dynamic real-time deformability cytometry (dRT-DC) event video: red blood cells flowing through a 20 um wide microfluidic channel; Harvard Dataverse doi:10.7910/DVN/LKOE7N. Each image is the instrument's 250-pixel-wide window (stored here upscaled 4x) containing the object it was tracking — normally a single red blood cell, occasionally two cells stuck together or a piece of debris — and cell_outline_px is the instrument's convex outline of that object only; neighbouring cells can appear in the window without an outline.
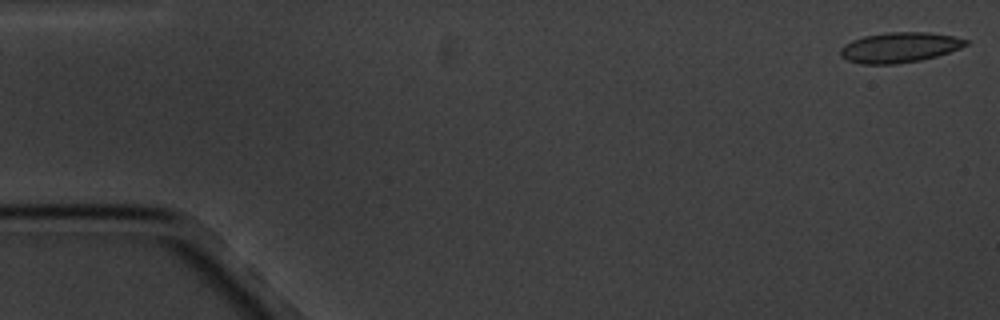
{"species": "common noctule bat (a hibernating species)", "species_latin": "Nyctalus noctula", "temperature_condition": "cold", "stored_images_in_passage": 12, "camera_frame_rate_fps": 3000, "um_per_image_px": 0.085, "animal": {"sex": "male", "body_mass_g": 20.1, "forearm_length_mm": 53.5}, "frame": {"image": 1, "passage_image": 1, "time_ms": 0.0, "image_size_px": [1000, 320], "cell_outline_px": [[968, 44], [960, 48], [936, 56], [920, 60], [896, 64], [860, 64], [848, 60], [840, 56], [840, 48], [844, 44], [852, 40], [864, 36], [888, 32], [928, 32], [952, 36], [968, 40]], "centroid_in_image_um": [76.43, 4.03], "position_along_channel_um": 8.6, "area_um2": 22.02}}
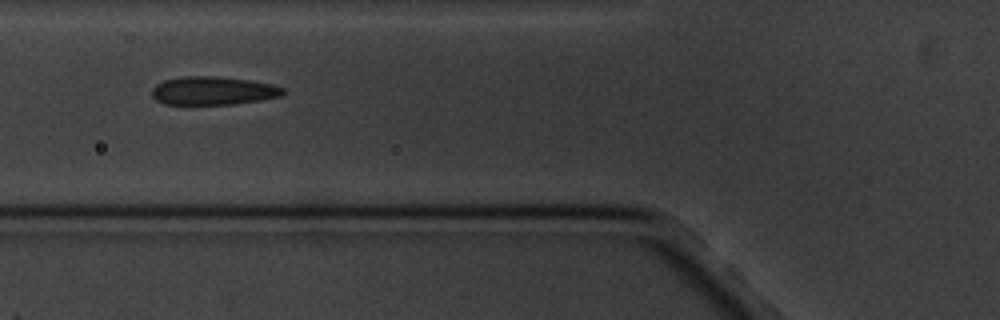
{"frame": {"image": 2, "passage_image": 7, "time_ms": 6.667, "image_size_px": [1000, 320], "cell_outline_px": [[284, 96], [236, 104], [164, 104], [156, 100], [152, 96], [152, 88], [156, 84], [164, 80], [180, 76], [216, 76], [248, 80], [272, 84], [284, 88]], "centroid_in_image_um": [18.11, 7.71], "position_along_channel_um": 107.7, "area_um2": 21.79}}
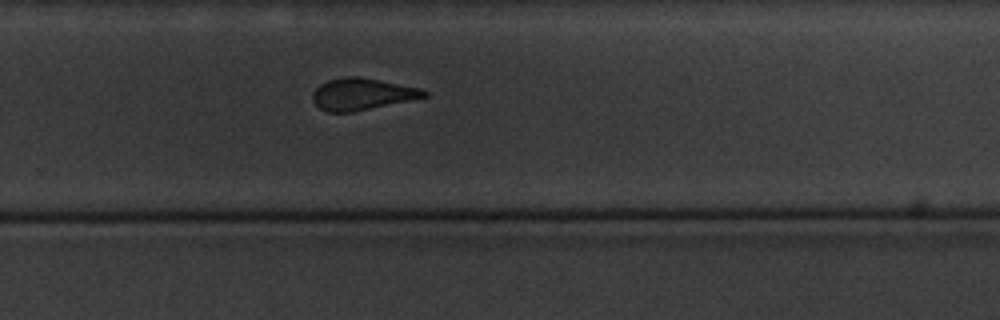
{"frame": {"image": 3, "passage_image": 12, "time_ms": 12.333, "image_size_px": [1000, 320], "cell_outline_px": [[428, 96], [356, 112], [328, 112], [320, 108], [312, 100], [312, 92], [320, 84], [328, 80], [344, 76], [360, 76], [420, 88], [428, 92]], "centroid_in_image_um": [30.75, 8.0], "position_along_channel_um": 299.0, "area_um2": 20.75}}